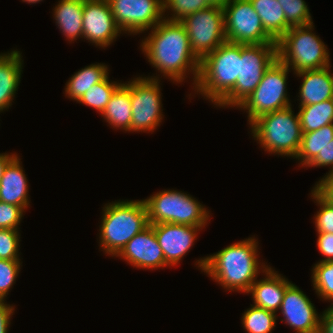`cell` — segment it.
Masks as SVG:
<instances>
[{"label":"cell","instance_id":"cell-8","mask_svg":"<svg viewBox=\"0 0 333 333\" xmlns=\"http://www.w3.org/2000/svg\"><path fill=\"white\" fill-rule=\"evenodd\" d=\"M276 59L277 43L241 44L239 76L235 86L216 106L237 108L256 89Z\"/></svg>","mask_w":333,"mask_h":333},{"label":"cell","instance_id":"cell-15","mask_svg":"<svg viewBox=\"0 0 333 333\" xmlns=\"http://www.w3.org/2000/svg\"><path fill=\"white\" fill-rule=\"evenodd\" d=\"M107 0H85L83 8V38L99 48L110 46L119 34Z\"/></svg>","mask_w":333,"mask_h":333},{"label":"cell","instance_id":"cell-12","mask_svg":"<svg viewBox=\"0 0 333 333\" xmlns=\"http://www.w3.org/2000/svg\"><path fill=\"white\" fill-rule=\"evenodd\" d=\"M223 11L226 41L245 45L276 43L265 31L250 0H230Z\"/></svg>","mask_w":333,"mask_h":333},{"label":"cell","instance_id":"cell-33","mask_svg":"<svg viewBox=\"0 0 333 333\" xmlns=\"http://www.w3.org/2000/svg\"><path fill=\"white\" fill-rule=\"evenodd\" d=\"M282 6L287 25L291 27L312 24L309 7L304 0H277Z\"/></svg>","mask_w":333,"mask_h":333},{"label":"cell","instance_id":"cell-27","mask_svg":"<svg viewBox=\"0 0 333 333\" xmlns=\"http://www.w3.org/2000/svg\"><path fill=\"white\" fill-rule=\"evenodd\" d=\"M299 119L302 133H308L333 123V102L332 99L325 100L318 104L299 107Z\"/></svg>","mask_w":333,"mask_h":333},{"label":"cell","instance_id":"cell-26","mask_svg":"<svg viewBox=\"0 0 333 333\" xmlns=\"http://www.w3.org/2000/svg\"><path fill=\"white\" fill-rule=\"evenodd\" d=\"M333 140V123L318 130L302 133L301 144L296 155L299 166L306 167L324 147Z\"/></svg>","mask_w":333,"mask_h":333},{"label":"cell","instance_id":"cell-14","mask_svg":"<svg viewBox=\"0 0 333 333\" xmlns=\"http://www.w3.org/2000/svg\"><path fill=\"white\" fill-rule=\"evenodd\" d=\"M285 322L296 333H319L321 313L318 314L312 301L304 292L291 283L283 296L279 312Z\"/></svg>","mask_w":333,"mask_h":333},{"label":"cell","instance_id":"cell-4","mask_svg":"<svg viewBox=\"0 0 333 333\" xmlns=\"http://www.w3.org/2000/svg\"><path fill=\"white\" fill-rule=\"evenodd\" d=\"M241 44L225 41L200 60L195 94L215 106L234 88L239 76Z\"/></svg>","mask_w":333,"mask_h":333},{"label":"cell","instance_id":"cell-22","mask_svg":"<svg viewBox=\"0 0 333 333\" xmlns=\"http://www.w3.org/2000/svg\"><path fill=\"white\" fill-rule=\"evenodd\" d=\"M84 1L60 0L53 9L55 23L70 43L83 38Z\"/></svg>","mask_w":333,"mask_h":333},{"label":"cell","instance_id":"cell-41","mask_svg":"<svg viewBox=\"0 0 333 333\" xmlns=\"http://www.w3.org/2000/svg\"><path fill=\"white\" fill-rule=\"evenodd\" d=\"M319 333H333V306L322 312Z\"/></svg>","mask_w":333,"mask_h":333},{"label":"cell","instance_id":"cell-25","mask_svg":"<svg viewBox=\"0 0 333 333\" xmlns=\"http://www.w3.org/2000/svg\"><path fill=\"white\" fill-rule=\"evenodd\" d=\"M107 66L105 63H94L75 72L66 82V97L78 101L94 84L101 82L109 74Z\"/></svg>","mask_w":333,"mask_h":333},{"label":"cell","instance_id":"cell-39","mask_svg":"<svg viewBox=\"0 0 333 333\" xmlns=\"http://www.w3.org/2000/svg\"><path fill=\"white\" fill-rule=\"evenodd\" d=\"M14 310V305L7 304L5 299H0V333H8Z\"/></svg>","mask_w":333,"mask_h":333},{"label":"cell","instance_id":"cell-37","mask_svg":"<svg viewBox=\"0 0 333 333\" xmlns=\"http://www.w3.org/2000/svg\"><path fill=\"white\" fill-rule=\"evenodd\" d=\"M326 167L333 171V140L327 144L322 151L306 166L307 167Z\"/></svg>","mask_w":333,"mask_h":333},{"label":"cell","instance_id":"cell-6","mask_svg":"<svg viewBox=\"0 0 333 333\" xmlns=\"http://www.w3.org/2000/svg\"><path fill=\"white\" fill-rule=\"evenodd\" d=\"M314 25L291 27L277 43V59L293 74L330 66L327 45L313 31Z\"/></svg>","mask_w":333,"mask_h":333},{"label":"cell","instance_id":"cell-29","mask_svg":"<svg viewBox=\"0 0 333 333\" xmlns=\"http://www.w3.org/2000/svg\"><path fill=\"white\" fill-rule=\"evenodd\" d=\"M121 84L122 82L110 81L108 74L101 82L94 84L85 92L77 102L92 107L102 114L110 97Z\"/></svg>","mask_w":333,"mask_h":333},{"label":"cell","instance_id":"cell-19","mask_svg":"<svg viewBox=\"0 0 333 333\" xmlns=\"http://www.w3.org/2000/svg\"><path fill=\"white\" fill-rule=\"evenodd\" d=\"M18 155L6 166L0 179V201L22 207L30 206L29 185Z\"/></svg>","mask_w":333,"mask_h":333},{"label":"cell","instance_id":"cell-17","mask_svg":"<svg viewBox=\"0 0 333 333\" xmlns=\"http://www.w3.org/2000/svg\"><path fill=\"white\" fill-rule=\"evenodd\" d=\"M116 257L143 270L169 266L151 225L136 234Z\"/></svg>","mask_w":333,"mask_h":333},{"label":"cell","instance_id":"cell-13","mask_svg":"<svg viewBox=\"0 0 333 333\" xmlns=\"http://www.w3.org/2000/svg\"><path fill=\"white\" fill-rule=\"evenodd\" d=\"M120 30L131 35L154 28L163 17L162 0H107Z\"/></svg>","mask_w":333,"mask_h":333},{"label":"cell","instance_id":"cell-28","mask_svg":"<svg viewBox=\"0 0 333 333\" xmlns=\"http://www.w3.org/2000/svg\"><path fill=\"white\" fill-rule=\"evenodd\" d=\"M276 313L251 305L242 314V326L247 333H272L276 326Z\"/></svg>","mask_w":333,"mask_h":333},{"label":"cell","instance_id":"cell-18","mask_svg":"<svg viewBox=\"0 0 333 333\" xmlns=\"http://www.w3.org/2000/svg\"><path fill=\"white\" fill-rule=\"evenodd\" d=\"M263 276V279H256L246 294L252 295L254 306L276 313L281 306L286 288L292 282L271 266L263 272Z\"/></svg>","mask_w":333,"mask_h":333},{"label":"cell","instance_id":"cell-38","mask_svg":"<svg viewBox=\"0 0 333 333\" xmlns=\"http://www.w3.org/2000/svg\"><path fill=\"white\" fill-rule=\"evenodd\" d=\"M318 251L325 256L320 262H328L333 260V234L317 233Z\"/></svg>","mask_w":333,"mask_h":333},{"label":"cell","instance_id":"cell-23","mask_svg":"<svg viewBox=\"0 0 333 333\" xmlns=\"http://www.w3.org/2000/svg\"><path fill=\"white\" fill-rule=\"evenodd\" d=\"M101 116L111 128L131 132L132 105L130 81L122 83L115 90Z\"/></svg>","mask_w":333,"mask_h":333},{"label":"cell","instance_id":"cell-11","mask_svg":"<svg viewBox=\"0 0 333 333\" xmlns=\"http://www.w3.org/2000/svg\"><path fill=\"white\" fill-rule=\"evenodd\" d=\"M188 33L190 46L201 60L226 41L223 7L210 5L180 21Z\"/></svg>","mask_w":333,"mask_h":333},{"label":"cell","instance_id":"cell-44","mask_svg":"<svg viewBox=\"0 0 333 333\" xmlns=\"http://www.w3.org/2000/svg\"><path fill=\"white\" fill-rule=\"evenodd\" d=\"M41 1H43V0H22V2H26L27 4L29 3L30 5L39 3Z\"/></svg>","mask_w":333,"mask_h":333},{"label":"cell","instance_id":"cell-31","mask_svg":"<svg viewBox=\"0 0 333 333\" xmlns=\"http://www.w3.org/2000/svg\"><path fill=\"white\" fill-rule=\"evenodd\" d=\"M311 198L320 206L314 216L317 233L333 234V202L324 196L315 186L311 190Z\"/></svg>","mask_w":333,"mask_h":333},{"label":"cell","instance_id":"cell-43","mask_svg":"<svg viewBox=\"0 0 333 333\" xmlns=\"http://www.w3.org/2000/svg\"><path fill=\"white\" fill-rule=\"evenodd\" d=\"M210 5H217L224 7L230 0H207Z\"/></svg>","mask_w":333,"mask_h":333},{"label":"cell","instance_id":"cell-32","mask_svg":"<svg viewBox=\"0 0 333 333\" xmlns=\"http://www.w3.org/2000/svg\"><path fill=\"white\" fill-rule=\"evenodd\" d=\"M163 1V17L171 21H181L186 16L191 15L199 10H203L210 6L207 0H162ZM167 10V11H166ZM171 13L166 16L165 12ZM167 18H166V17Z\"/></svg>","mask_w":333,"mask_h":333},{"label":"cell","instance_id":"cell-36","mask_svg":"<svg viewBox=\"0 0 333 333\" xmlns=\"http://www.w3.org/2000/svg\"><path fill=\"white\" fill-rule=\"evenodd\" d=\"M24 212L20 206L0 201V229L19 230L18 225L24 217Z\"/></svg>","mask_w":333,"mask_h":333},{"label":"cell","instance_id":"cell-9","mask_svg":"<svg viewBox=\"0 0 333 333\" xmlns=\"http://www.w3.org/2000/svg\"><path fill=\"white\" fill-rule=\"evenodd\" d=\"M289 72L291 69L276 59L256 89L237 107L246 111L249 125L264 114L292 106L286 89Z\"/></svg>","mask_w":333,"mask_h":333},{"label":"cell","instance_id":"cell-42","mask_svg":"<svg viewBox=\"0 0 333 333\" xmlns=\"http://www.w3.org/2000/svg\"><path fill=\"white\" fill-rule=\"evenodd\" d=\"M17 155V153H0V179L3 176L7 164Z\"/></svg>","mask_w":333,"mask_h":333},{"label":"cell","instance_id":"cell-35","mask_svg":"<svg viewBox=\"0 0 333 333\" xmlns=\"http://www.w3.org/2000/svg\"><path fill=\"white\" fill-rule=\"evenodd\" d=\"M21 264V261L0 259V299L6 300L21 271Z\"/></svg>","mask_w":333,"mask_h":333},{"label":"cell","instance_id":"cell-10","mask_svg":"<svg viewBox=\"0 0 333 333\" xmlns=\"http://www.w3.org/2000/svg\"><path fill=\"white\" fill-rule=\"evenodd\" d=\"M159 76H139L130 80L131 132L152 133L160 126L164 115Z\"/></svg>","mask_w":333,"mask_h":333},{"label":"cell","instance_id":"cell-7","mask_svg":"<svg viewBox=\"0 0 333 333\" xmlns=\"http://www.w3.org/2000/svg\"><path fill=\"white\" fill-rule=\"evenodd\" d=\"M150 225L176 223L206 227L210 210L191 195L178 190H162L143 199Z\"/></svg>","mask_w":333,"mask_h":333},{"label":"cell","instance_id":"cell-24","mask_svg":"<svg viewBox=\"0 0 333 333\" xmlns=\"http://www.w3.org/2000/svg\"><path fill=\"white\" fill-rule=\"evenodd\" d=\"M265 31L277 42L289 29L282 6L277 0H250Z\"/></svg>","mask_w":333,"mask_h":333},{"label":"cell","instance_id":"cell-1","mask_svg":"<svg viewBox=\"0 0 333 333\" xmlns=\"http://www.w3.org/2000/svg\"><path fill=\"white\" fill-rule=\"evenodd\" d=\"M140 48L160 75L180 84L191 73L195 87L200 59L192 51L188 33L180 21L164 18L142 40Z\"/></svg>","mask_w":333,"mask_h":333},{"label":"cell","instance_id":"cell-21","mask_svg":"<svg viewBox=\"0 0 333 333\" xmlns=\"http://www.w3.org/2000/svg\"><path fill=\"white\" fill-rule=\"evenodd\" d=\"M22 52L0 54V113L11 107L23 72Z\"/></svg>","mask_w":333,"mask_h":333},{"label":"cell","instance_id":"cell-3","mask_svg":"<svg viewBox=\"0 0 333 333\" xmlns=\"http://www.w3.org/2000/svg\"><path fill=\"white\" fill-rule=\"evenodd\" d=\"M99 226L101 251L116 257L149 224L144 200H119L104 205Z\"/></svg>","mask_w":333,"mask_h":333},{"label":"cell","instance_id":"cell-16","mask_svg":"<svg viewBox=\"0 0 333 333\" xmlns=\"http://www.w3.org/2000/svg\"><path fill=\"white\" fill-rule=\"evenodd\" d=\"M151 226L169 267L180 263L194 245L198 232L204 228L176 223H159Z\"/></svg>","mask_w":333,"mask_h":333},{"label":"cell","instance_id":"cell-2","mask_svg":"<svg viewBox=\"0 0 333 333\" xmlns=\"http://www.w3.org/2000/svg\"><path fill=\"white\" fill-rule=\"evenodd\" d=\"M258 243L255 236L249 237L202 257L195 264L225 290L247 293L258 274L270 267L259 261Z\"/></svg>","mask_w":333,"mask_h":333},{"label":"cell","instance_id":"cell-40","mask_svg":"<svg viewBox=\"0 0 333 333\" xmlns=\"http://www.w3.org/2000/svg\"><path fill=\"white\" fill-rule=\"evenodd\" d=\"M315 187L333 202V171L326 173V175L315 184Z\"/></svg>","mask_w":333,"mask_h":333},{"label":"cell","instance_id":"cell-30","mask_svg":"<svg viewBox=\"0 0 333 333\" xmlns=\"http://www.w3.org/2000/svg\"><path fill=\"white\" fill-rule=\"evenodd\" d=\"M311 278L318 297L331 302V306H333V260L315 263Z\"/></svg>","mask_w":333,"mask_h":333},{"label":"cell","instance_id":"cell-34","mask_svg":"<svg viewBox=\"0 0 333 333\" xmlns=\"http://www.w3.org/2000/svg\"><path fill=\"white\" fill-rule=\"evenodd\" d=\"M20 232L14 229H0V259L21 261Z\"/></svg>","mask_w":333,"mask_h":333},{"label":"cell","instance_id":"cell-20","mask_svg":"<svg viewBox=\"0 0 333 333\" xmlns=\"http://www.w3.org/2000/svg\"><path fill=\"white\" fill-rule=\"evenodd\" d=\"M330 66L304 70L295 73L302 77V84L299 90V106L313 105L331 99L333 95V73Z\"/></svg>","mask_w":333,"mask_h":333},{"label":"cell","instance_id":"cell-5","mask_svg":"<svg viewBox=\"0 0 333 333\" xmlns=\"http://www.w3.org/2000/svg\"><path fill=\"white\" fill-rule=\"evenodd\" d=\"M251 135L269 154L295 159L301 144L299 115L292 106L258 117L250 124Z\"/></svg>","mask_w":333,"mask_h":333}]
</instances>
